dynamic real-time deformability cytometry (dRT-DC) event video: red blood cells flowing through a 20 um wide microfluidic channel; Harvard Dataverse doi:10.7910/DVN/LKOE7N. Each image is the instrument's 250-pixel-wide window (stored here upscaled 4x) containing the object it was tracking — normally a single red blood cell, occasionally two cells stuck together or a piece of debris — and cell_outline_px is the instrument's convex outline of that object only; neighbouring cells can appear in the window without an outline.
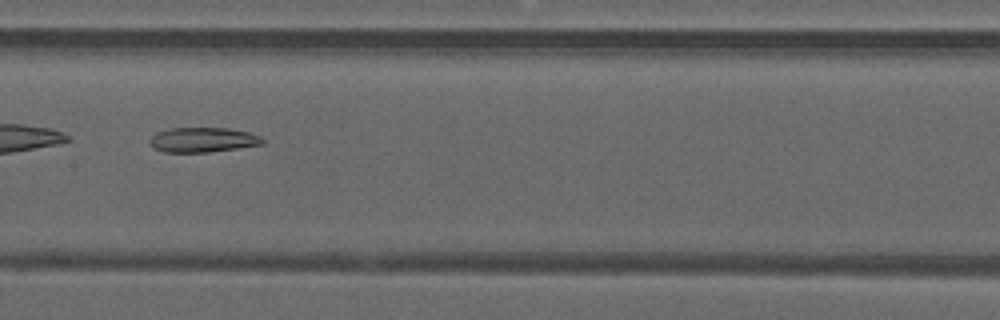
{"species": "common noctule bat (a hibernating species)", "species_latin": "Nyctalus noctula", "temperature_condition": "warm", "stored_images_in_passage": 36, "camera_frame_rate_fps": 3000, "um_per_image_px": 0.085, "animal": {"sex": "male", "forearm_length_mm": 52.5}, "frame": {"image": 1, "passage_image": 16, "time_ms": 5.0, "image_size_px": [1000, 320], "cell_outline_px": [[264, 144], [208, 152], [164, 152], [152, 148], [148, 140], [156, 132], [172, 128], [228, 128], [248, 132], [260, 136], [264, 140]], "centroid_in_image_um": [17.21, 11.88], "position_along_channel_um": 190.2, "area_um2": 16.3}}
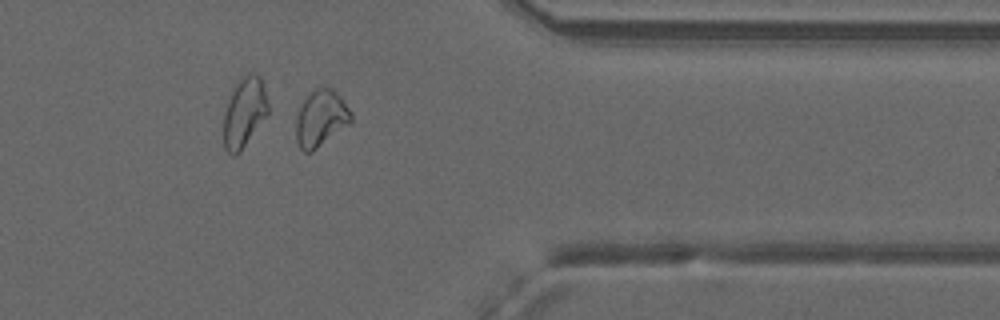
{"frame": {"image": 2, "passage_image": 31, "time_ms": 10.0, "image_size_px": [1000, 320], "cell_outline_px": [[352, 120], [348, 124], [312, 152], [304, 152], [300, 148], [296, 140], [296, 116], [304, 96], [308, 92], [324, 84], [332, 88], [340, 96], [352, 112]], "centroid_in_image_um": [27.25, 10.0], "position_along_channel_um": 384.2, "area_um2": 18.38}, "authors_computed_cell_mechanics": {"area_um2": 18.0336, "velocity_mm_per_s": 4.1267, "shape_relaxation_time_tau1_ms": null, "shape_relaxation_time_tau2_ms": 6.7206, "deformation_change_tau1": null, "deformation_change_tau2": 0.1608}}